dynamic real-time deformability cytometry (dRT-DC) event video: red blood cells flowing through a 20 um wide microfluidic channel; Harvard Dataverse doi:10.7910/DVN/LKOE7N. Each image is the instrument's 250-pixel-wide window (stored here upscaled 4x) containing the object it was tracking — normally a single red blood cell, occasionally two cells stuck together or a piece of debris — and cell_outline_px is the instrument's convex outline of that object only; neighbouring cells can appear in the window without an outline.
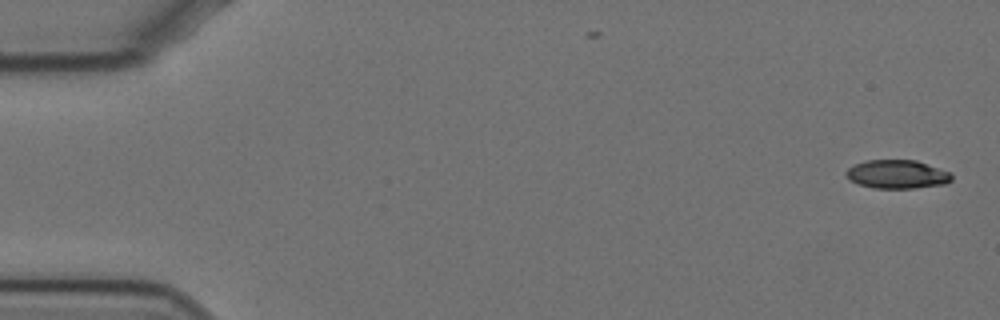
{"species": "Egyptian fruit bat (a non-hibernating species)", "species_latin": "Rousettus aegyptiacus", "temperature_condition": "cold", "stored_images_in_passage": 47, "camera_frame_rate_fps": 3000, "um_per_image_px": 0.085, "animal": {"sex": "female"}, "frame": {"image": 1, "passage_image": 1, "time_ms": 0.0, "image_size_px": [1000, 320], "cell_outline_px": [[952, 180], [944, 184], [916, 188], [872, 188], [848, 180], [844, 172], [848, 168], [864, 160], [916, 160], [952, 172]], "centroid_in_image_um": [76.26, 14.81], "position_along_channel_um": 8.7, "area_um2": 17.74}}
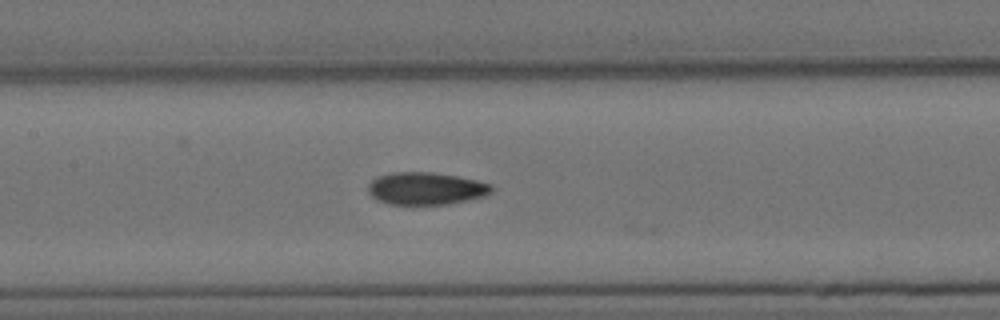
{"frame": {"image": 2, "passage_image": 27, "time_ms": 8.667, "image_size_px": [1000, 320], "cell_outline_px": [[492, 192], [484, 196], [448, 204], [388, 204], [372, 196], [368, 192], [368, 184], [376, 176], [392, 172], [432, 172], [456, 176], [476, 180], [492, 184]], "centroid_in_image_um": [36.19, 16.01], "position_along_channel_um": 171.2, "area_um2": 23.24}}
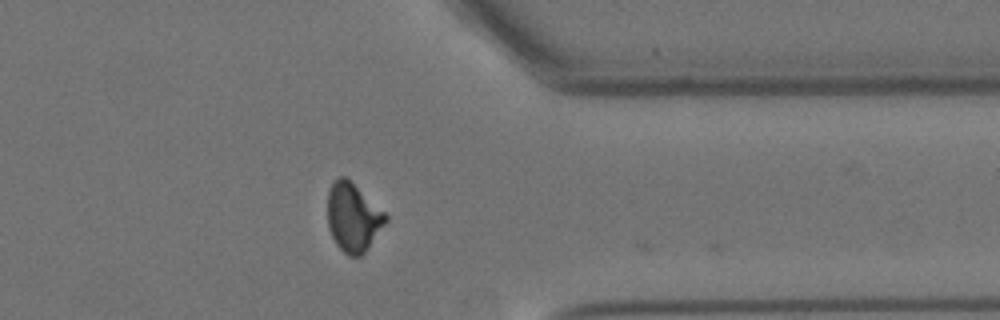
{"frame": {"image": 3, "passage_image": 46, "time_ms": 15.0, "image_size_px": [1000, 320], "cell_outline_px": [[388, 220], [364, 252], [360, 256], [348, 256], [336, 244], [328, 228], [328, 192], [332, 184], [340, 176], [344, 176], [384, 212], [388, 216]], "centroid_in_image_um": [30.0, 18.5], "position_along_channel_um": 381.4, "area_um2": 22.6}, "authors_computed_cell_mechanics": {"area_um2": 20.6924, "velocity_mm_per_s": 3.4714, "shape_relaxation_time_tau1_ms": 4.0971, "shape_relaxation_time_tau2_ms": 3.2367, "deformation_change_tau1": 0.1796, "deformation_change_tau2": 0.0866}}